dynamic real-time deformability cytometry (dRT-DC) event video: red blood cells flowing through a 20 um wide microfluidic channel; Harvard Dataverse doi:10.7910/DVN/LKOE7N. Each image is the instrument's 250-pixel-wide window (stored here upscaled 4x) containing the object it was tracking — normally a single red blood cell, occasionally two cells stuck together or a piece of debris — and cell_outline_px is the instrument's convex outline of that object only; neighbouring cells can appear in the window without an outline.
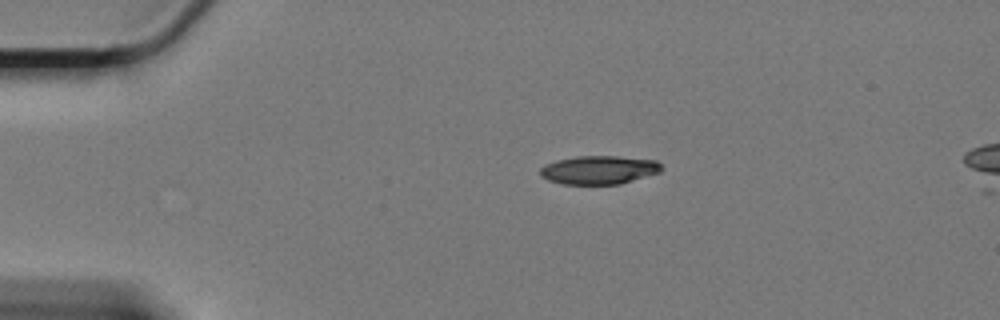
{"species": "Egyptian fruit bat (a non-hibernating species)", "species_latin": "Rousettus aegyptiacus", "temperature_condition": "cold", "stored_images_in_passage": 49, "camera_frame_rate_fps": 3000, "um_per_image_px": 0.085, "animal": {"sex": "female"}, "frame": {"image": 1, "passage_image": 1, "time_ms": 0.0, "image_size_px": [1000, 320], "cell_outline_px": [[664, 168], [660, 172], [620, 184], [560, 184], [548, 180], [540, 176], [540, 168], [544, 164], [556, 160], [576, 156], [616, 156], [656, 160]], "centroid_in_image_um": [50.89, 14.44], "position_along_channel_um": 34.1, "area_um2": 20.29}}
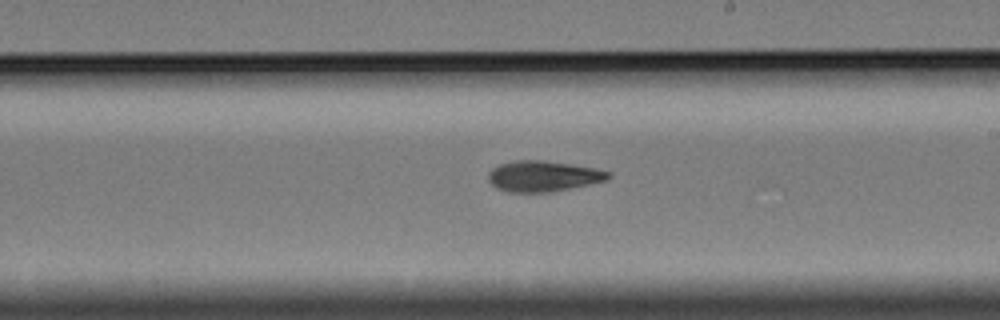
{"frame": {"image": 2, "passage_image": 24, "time_ms": 7.667, "image_size_px": [1000, 320], "cell_outline_px": [[612, 176], [608, 180], [552, 192], [508, 192], [496, 188], [488, 180], [488, 172], [492, 168], [500, 164], [516, 160], [544, 160], [596, 168], [612, 172]], "centroid_in_image_um": [46.19, 14.97], "position_along_channel_um": 242.8, "area_um2": 21.68}}
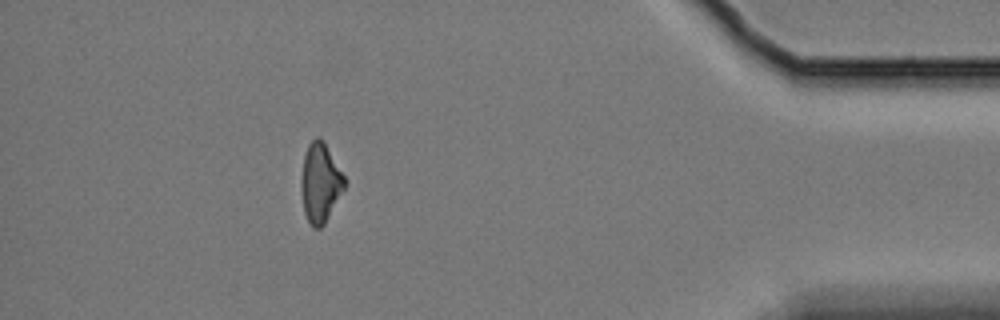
{"frame": {"image": 3, "passage_image": 43, "time_ms": 14.0, "image_size_px": [1000, 320], "cell_outline_px": [[344, 188], [324, 224], [320, 228], [312, 228], [304, 212], [300, 188], [300, 180], [304, 156], [308, 144], [316, 136], [320, 136], [324, 140], [344, 176]], "centroid_in_image_um": [27.19, 15.51], "position_along_channel_um": 408.0, "area_um2": 19.94}, "authors_computed_cell_mechanics": {"area_um2": 20.9814, "velocity_mm_per_s": 3.3162, "shape_relaxation_time_tau1_ms": null, "shape_relaxation_time_tau2_ms": 9.6852, "deformation_change_tau1": null, "deformation_change_tau2": 0.1716}}